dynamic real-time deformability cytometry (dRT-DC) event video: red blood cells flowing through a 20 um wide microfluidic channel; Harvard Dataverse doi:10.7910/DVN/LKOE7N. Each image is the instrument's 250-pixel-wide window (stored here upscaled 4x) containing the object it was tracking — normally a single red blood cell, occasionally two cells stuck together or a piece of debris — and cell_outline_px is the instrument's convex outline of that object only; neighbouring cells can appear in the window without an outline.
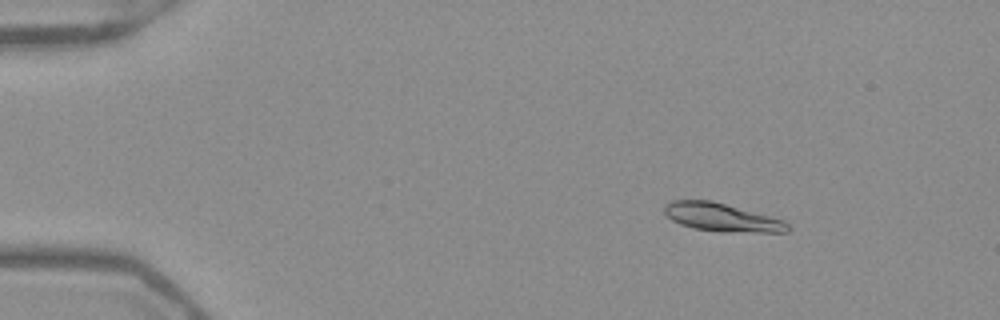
{"species": "Egyptian fruit bat (a non-hibernating species)", "species_latin": "Rousettus aegyptiacus", "temperature_condition": "warm", "stored_images_in_passage": 53, "camera_frame_rate_fps": 3000, "um_per_image_px": 0.085, "frame": {"image": 1, "passage_image": 8, "time_ms": 2.333, "image_size_px": [1000, 320], "cell_outline_px": [[788, 232], [720, 232], [692, 228], [680, 224], [672, 220], [664, 212], [664, 204], [672, 200], [712, 200], [784, 220], [788, 224]], "centroid_in_image_um": [61.32, 18.47], "position_along_channel_um": 23.7, "area_um2": 20.29}}
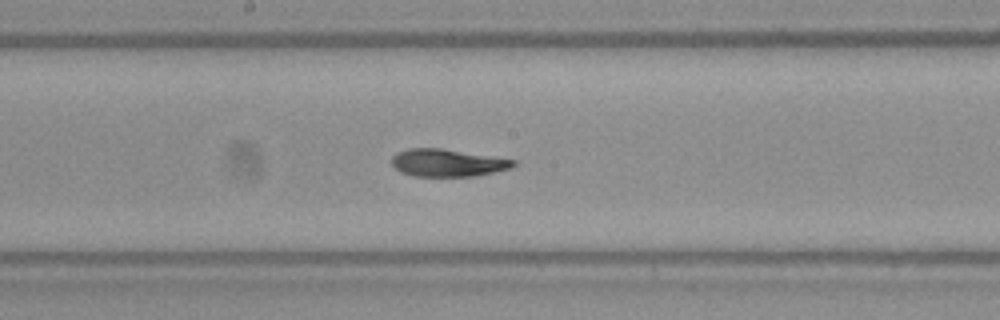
{"frame": {"image": 2, "passage_image": 29, "time_ms": 9.333, "image_size_px": [1000, 320], "cell_outline_px": [[516, 164], [512, 168], [472, 176], [412, 176], [400, 172], [392, 164], [392, 156], [396, 152], [408, 148], [440, 148], [492, 156], [516, 160]], "centroid_in_image_um": [38.01, 13.83], "position_along_channel_um": 210.2, "area_um2": 19.42}}
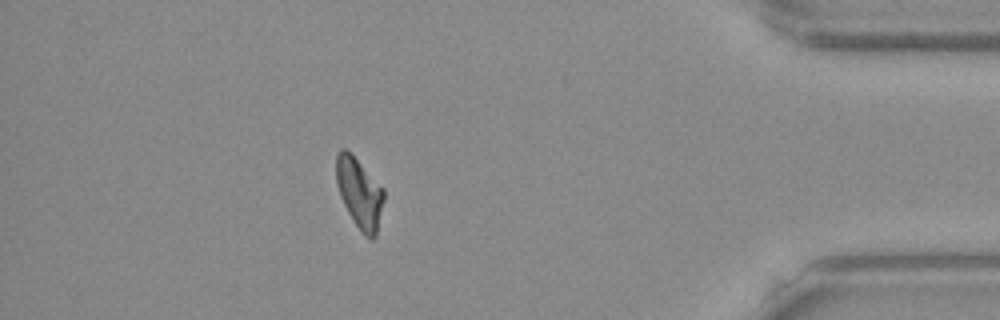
{"frame": {"image": 3, "passage_image": 47, "time_ms": 15.333, "image_size_px": [1000, 320], "cell_outline_px": [[384, 200], [376, 236], [372, 240], [364, 236], [360, 232], [352, 220], [340, 196], [336, 184], [336, 156], [340, 148], [344, 148], [384, 188]], "centroid_in_image_um": [30.55, 16.47], "position_along_channel_um": 404.6, "area_um2": 19.36}, "authors_computed_cell_mechanics": {"area_um2": 20.23, "velocity_mm_per_s": 3.9318, "shape_relaxation_time_tau1_ms": 6.1923, "shape_relaxation_time_tau2_ms": 2.1822, "deformation_change_tau1": 0.1726, "deformation_change_tau2": 0.0584}}